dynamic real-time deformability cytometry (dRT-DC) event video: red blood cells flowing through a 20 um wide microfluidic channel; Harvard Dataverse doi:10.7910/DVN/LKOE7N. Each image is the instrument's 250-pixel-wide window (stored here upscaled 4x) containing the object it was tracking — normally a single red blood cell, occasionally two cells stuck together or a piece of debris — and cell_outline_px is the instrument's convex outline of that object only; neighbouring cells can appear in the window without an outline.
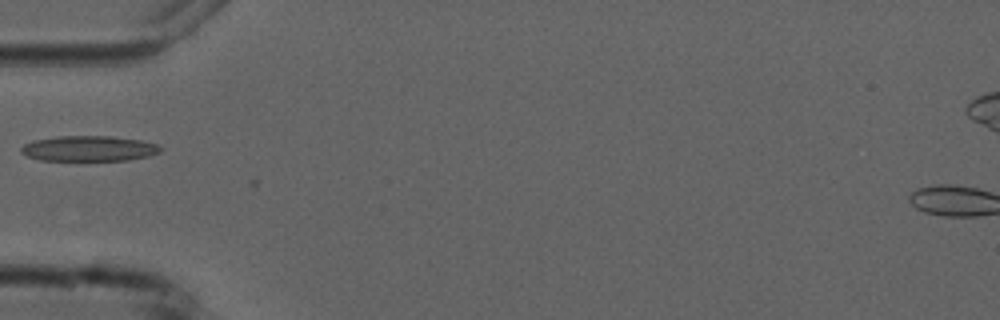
{"species": "common noctule bat (a hibernating species)", "species_latin": "Nyctalus noctula", "temperature_condition": "cold", "stored_images_in_passage": 2, "camera_frame_rate_fps": 3000, "um_per_image_px": 0.085, "animal": {"sex": "male", "forearm_length_mm": 52.5}, "frame": {"image": 1, "passage_image": 1, "time_ms": 0.0, "image_size_px": [1000, 320], "cell_outline_px": [[164, 148], [160, 152], [148, 156], [128, 160], [40, 160], [28, 156], [20, 152], [20, 148], [24, 144], [32, 140], [56, 136], [112, 136], [140, 140], [156, 144]], "centroid_in_image_um": [7.55, 12.62], "position_along_channel_um": 77.5, "area_um2": 20.69}}
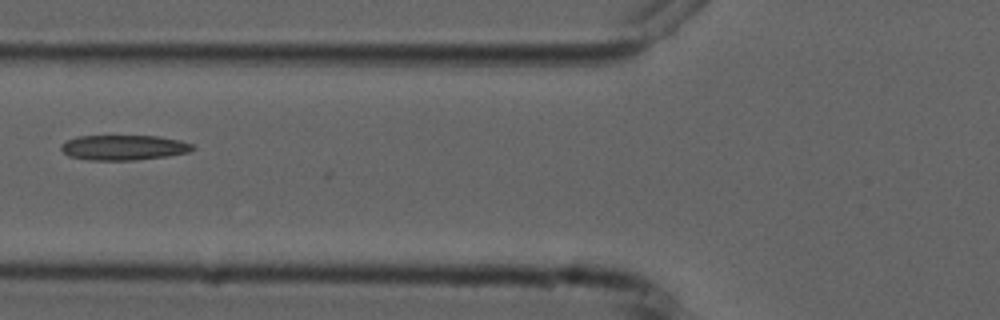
{"frame": {"image": 2, "passage_image": 2, "time_ms": 1.0, "image_size_px": [1000, 320], "cell_outline_px": [[196, 148], [188, 152], [168, 156], [132, 160], [88, 160], [68, 156], [60, 148], [60, 144], [76, 136], [156, 136], [180, 140], [192, 144]], "centroid_in_image_um": [10.5, 12.54], "position_along_channel_um": 115.3, "area_um2": 19.25}}